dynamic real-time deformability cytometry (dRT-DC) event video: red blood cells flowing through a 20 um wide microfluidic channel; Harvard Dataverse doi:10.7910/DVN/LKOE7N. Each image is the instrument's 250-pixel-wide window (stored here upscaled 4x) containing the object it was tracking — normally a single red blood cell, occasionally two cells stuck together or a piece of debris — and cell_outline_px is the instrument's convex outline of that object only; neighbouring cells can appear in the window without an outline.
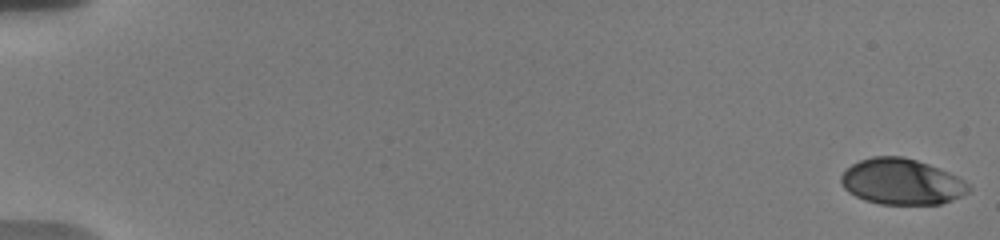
{"species": "human", "species_latin": "Homo sapiens", "temperature_condition": "warm", "stored_images_in_passage": 56, "camera_frame_rate_fps": 3000, "um_per_image_px": 0.085, "donor": {"sex": "male"}, "frame": {"image": 1, "passage_image": 1, "time_ms": 0.0, "image_size_px": [1000, 240], "cell_outline_px": [[972, 188], [968, 192], [952, 200], [940, 204], [880, 204], [864, 200], [848, 192], [840, 184], [840, 176], [852, 164], [860, 160], [872, 156], [904, 156], [928, 164], [948, 172], [964, 180]], "centroid_in_image_um": [76.62, 15.44], "position_along_channel_um": 8.4, "area_um2": 34.1}}
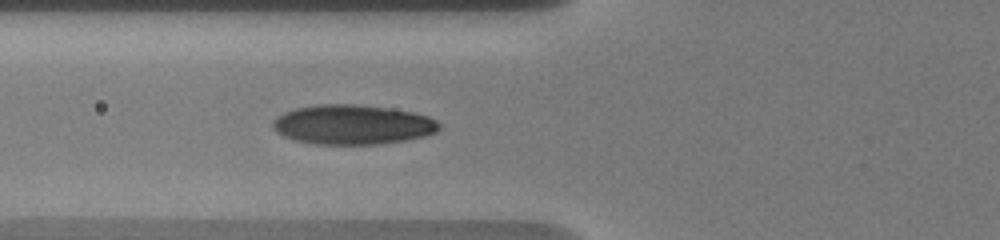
{"frame": {"image": 2, "passage_image": 23, "time_ms": 7.333, "image_size_px": [1000, 240], "cell_outline_px": [[440, 128], [436, 132], [424, 136], [404, 140], [380, 144], [312, 144], [296, 140], [284, 136], [276, 132], [272, 128], [272, 120], [276, 116], [284, 112], [296, 108], [316, 104], [356, 104], [388, 108], [412, 112], [428, 116], [436, 120], [440, 124]], "centroid_in_image_um": [29.94, 10.59], "position_along_channel_um": 95.9, "area_um2": 38.55}}
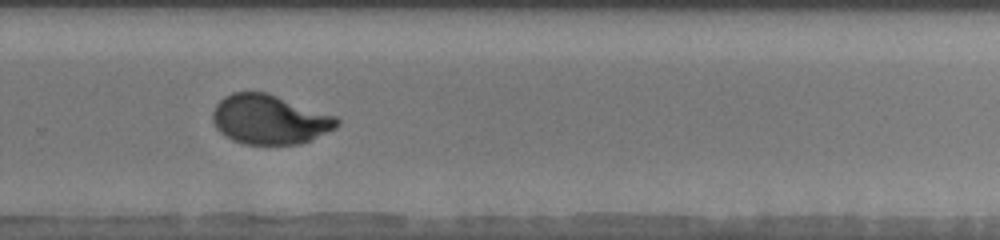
{"frame": {"image": 3, "passage_image": 40, "time_ms": 13.0, "image_size_px": [1000, 240], "cell_outline_px": [[340, 124], [336, 128], [300, 144], [244, 144], [232, 140], [224, 136], [216, 128], [212, 120], [212, 112], [216, 104], [224, 96], [232, 92], [268, 92], [336, 116], [340, 120]], "centroid_in_image_um": [22.89, 10.15], "position_along_channel_um": 306.9, "area_um2": 36.01}, "authors_computed_cell_mechanics": {"area_um2": 36.0094, "velocity_mm_per_s": 3.7261, "shape_relaxation_time_tau1_ms": 3.9726, "shape_relaxation_time_tau2_ms": null, "deformation_change_tau1": 0.2141, "deformation_change_tau2": null}}